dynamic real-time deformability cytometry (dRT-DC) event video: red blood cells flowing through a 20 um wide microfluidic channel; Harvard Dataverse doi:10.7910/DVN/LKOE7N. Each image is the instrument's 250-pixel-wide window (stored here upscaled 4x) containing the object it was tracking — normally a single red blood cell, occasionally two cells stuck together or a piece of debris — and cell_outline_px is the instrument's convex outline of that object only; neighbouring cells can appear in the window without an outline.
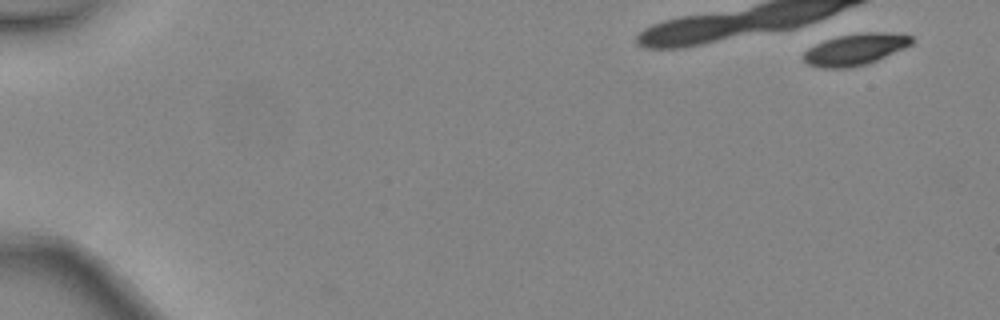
{"species": "common noctule bat (a hibernating species)", "species_latin": "Nyctalus noctula", "temperature_condition": "warm", "stored_images_in_passage": 4, "camera_frame_rate_fps": 3000, "um_per_image_px": 0.085, "animal": {"sex": "female", "body_mass_g": 24.6, "forearm_length_mm": 56.2}, "frame": {"image": 1, "passage_image": 1, "time_ms": 0.0, "image_size_px": [1000, 320], "cell_outline_px": [[916, 40], [912, 44], [904, 48], [876, 60], [864, 64], [848, 68], [820, 68], [808, 64], [804, 60], [804, 52], [808, 48], [824, 40], [836, 36], [864, 32], [892, 32], [912, 36]], "centroid_in_image_um": [72.71, 4.18], "position_along_channel_um": 12.3, "area_um2": 19.88}}